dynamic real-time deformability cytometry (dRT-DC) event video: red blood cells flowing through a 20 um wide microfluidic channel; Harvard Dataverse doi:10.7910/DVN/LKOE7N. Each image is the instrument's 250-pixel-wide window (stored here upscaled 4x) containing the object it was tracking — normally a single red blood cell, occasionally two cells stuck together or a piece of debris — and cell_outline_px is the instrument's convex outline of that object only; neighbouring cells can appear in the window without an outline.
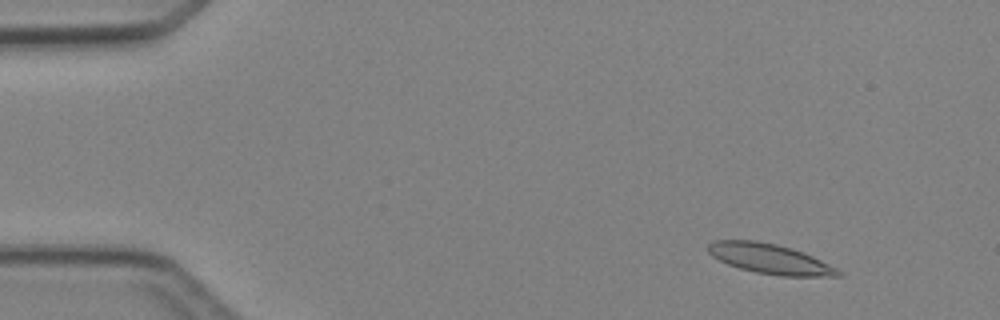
{"species": "Egyptian fruit bat (a non-hibernating species)", "species_latin": "Rousettus aegyptiacus", "temperature_condition": "cold", "stored_images_in_passage": 5, "camera_frame_rate_fps": 3000, "um_per_image_px": 0.085, "animal": {"sex": "female"}, "frame": {"image": 1, "passage_image": 1, "time_ms": 0.0, "image_size_px": [1000, 320], "cell_outline_px": [[844, 276], [780, 276], [756, 272], [740, 268], [728, 264], [712, 256], [708, 252], [708, 244], [716, 240], [756, 240], [776, 244], [792, 248], [804, 252], [844, 272]], "centroid_in_image_um": [65.46, 22.0], "position_along_channel_um": 19.5, "area_um2": 22.66}}
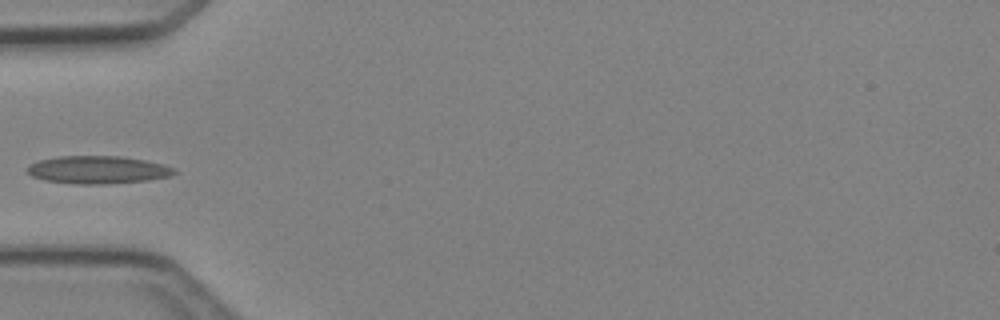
{"frame": {"image": 2, "passage_image": 4, "time_ms": 3.667, "image_size_px": [1000, 320], "cell_outline_px": [[176, 172], [172, 176], [148, 180], [108, 184], [72, 184], [44, 180], [32, 176], [24, 168], [28, 164], [40, 160], [56, 156], [120, 156], [144, 160], [164, 164], [176, 168]], "centroid_in_image_um": [8.3, 14.43], "position_along_channel_um": 76.7, "area_um2": 24.1}}
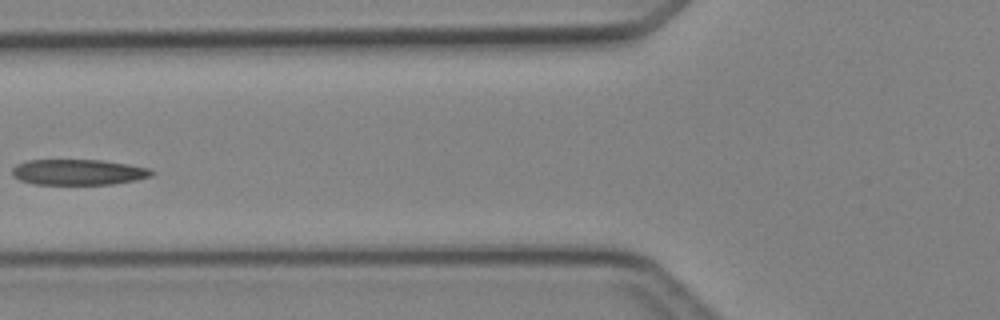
{"frame": {"image": 3, "passage_image": 5, "time_ms": 4.667, "image_size_px": [1000, 320], "cell_outline_px": [[156, 172], [152, 176], [136, 180], [112, 184], [36, 184], [20, 180], [12, 176], [12, 168], [16, 164], [28, 160], [104, 160], [128, 164], [148, 168]], "centroid_in_image_um": [6.67, 14.63], "position_along_channel_um": 119.1, "area_um2": 20.92}}